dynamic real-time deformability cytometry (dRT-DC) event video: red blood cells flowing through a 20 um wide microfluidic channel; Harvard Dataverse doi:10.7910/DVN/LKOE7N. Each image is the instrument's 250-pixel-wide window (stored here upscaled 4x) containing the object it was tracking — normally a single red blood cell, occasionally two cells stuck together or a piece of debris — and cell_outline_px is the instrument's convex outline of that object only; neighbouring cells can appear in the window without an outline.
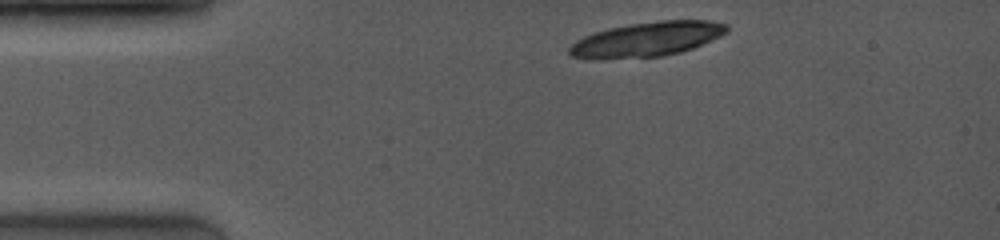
{"species": "common noctule bat (a hibernating species)", "species_latin": "Nyctalus noctula", "temperature_condition": "room temperature", "stored_images_in_passage": 2, "camera_frame_rate_fps": 4000, "um_per_image_px": 0.085, "animal": {"sex": "female", "body_mass_g": 19.0, "forearm_length_mm": 53.3}, "frame": {"image": 1, "passage_image": 1, "time_ms": 0.0, "image_size_px": [1000, 240], "cell_outline_px": [[728, 32], [720, 36], [692, 48], [680, 52], [660, 56], [596, 60], [592, 60], [572, 56], [568, 52], [568, 48], [576, 40], [584, 36], [608, 28], [628, 24], [660, 20], [712, 20], [728, 24]], "centroid_in_image_um": [54.97, 3.34], "position_along_channel_um": 30.0, "area_um2": 31.91}}